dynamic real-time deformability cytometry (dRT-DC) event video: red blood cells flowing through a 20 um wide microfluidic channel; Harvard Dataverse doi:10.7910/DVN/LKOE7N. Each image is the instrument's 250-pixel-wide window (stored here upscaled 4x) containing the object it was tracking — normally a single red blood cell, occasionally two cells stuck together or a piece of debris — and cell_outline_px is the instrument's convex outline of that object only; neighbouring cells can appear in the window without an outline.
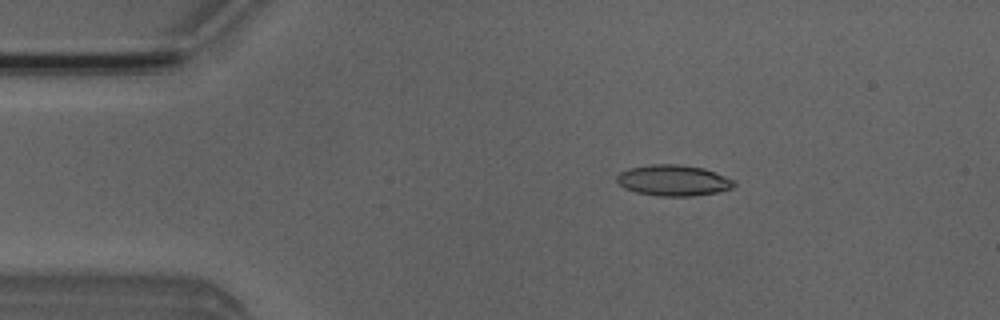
{"species": "Egyptian fruit bat (a non-hibernating species)", "species_latin": "Rousettus aegyptiacus", "temperature_condition": "room temperature", "stored_images_in_passage": 45, "camera_frame_rate_fps": 3000, "um_per_image_px": 0.085, "animal": {"sex": "male"}, "frame": {"image": 1, "passage_image": 9, "time_ms": 2.667, "image_size_px": [1000, 320], "cell_outline_px": [[736, 184], [732, 188], [716, 192], [692, 196], [656, 196], [636, 192], [624, 188], [616, 180], [616, 176], [620, 172], [628, 168], [652, 164], [680, 164], [704, 168], [732, 180]], "centroid_in_image_um": [57.19, 15.33], "position_along_channel_um": 27.8, "area_um2": 21.04}}
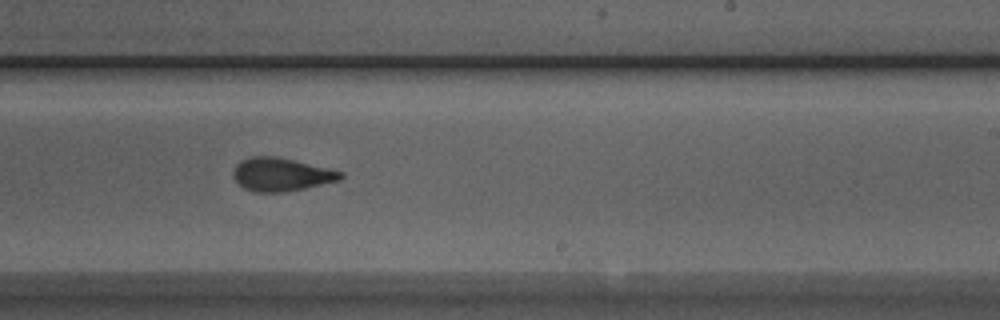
{"frame": {"image": 2, "passage_image": 31, "time_ms": 10.0, "image_size_px": [1000, 320], "cell_outline_px": [[344, 176], [340, 180], [304, 188], [284, 192], [252, 192], [244, 188], [232, 176], [232, 172], [236, 164], [240, 160], [252, 156], [276, 156], [328, 168], [344, 172]], "centroid_in_image_um": [23.88, 14.82], "position_along_channel_um": 265.1, "area_um2": 20.81}}
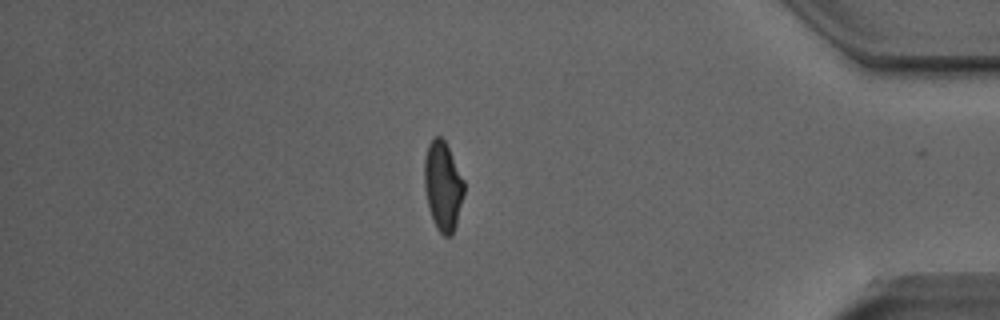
{"frame": {"image": 3, "passage_image": 44, "time_ms": 14.333, "image_size_px": [1000, 320], "cell_outline_px": [[464, 192], [456, 224], [452, 236], [444, 236], [436, 228], [432, 220], [428, 208], [424, 188], [424, 156], [428, 144], [432, 136], [440, 136], [444, 140], [464, 180]], "centroid_in_image_um": [37.62, 15.81], "position_along_channel_um": 397.6, "area_um2": 20.75}, "authors_computed_cell_mechanics": {"area_um2": 20.9236, "velocity_mm_per_s": 3.9698, "shape_relaxation_time_tau1_ms": 4.7403, "shape_relaxation_time_tau2_ms": 1.675, "deformation_change_tau1": 0.1762, "deformation_change_tau2": 0.0804}}